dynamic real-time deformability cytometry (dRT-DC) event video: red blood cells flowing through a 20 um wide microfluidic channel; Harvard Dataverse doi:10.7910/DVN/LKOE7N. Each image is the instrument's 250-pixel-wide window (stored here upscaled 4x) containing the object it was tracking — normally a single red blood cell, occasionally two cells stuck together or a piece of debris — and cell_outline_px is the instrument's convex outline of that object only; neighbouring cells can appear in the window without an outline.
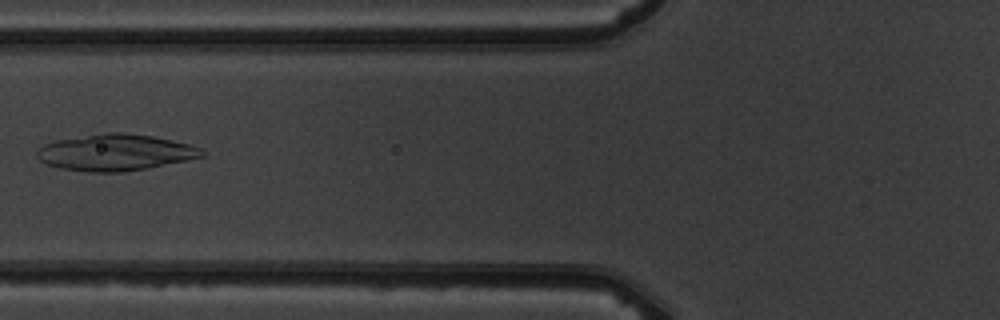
{"species": "common noctule bat (a hibernating species)", "species_latin": "Nyctalus noctula", "temperature_condition": "warm", "stored_images_in_passage": 3, "camera_frame_rate_fps": 3000, "um_per_image_px": 0.085, "animal": {"sex": "male", "body_mass_g": 19.5, "forearm_length_mm": 54.6}, "frame": {"image": 1, "passage_image": 2, "time_ms": 1.333, "image_size_px": [1000, 320], "cell_outline_px": [[204, 156], [148, 168], [120, 172], [88, 172], [60, 168], [48, 164], [40, 160], [36, 156], [36, 152], [44, 144], [56, 140], [108, 132], [124, 132], [152, 136], [172, 140], [188, 144], [200, 148], [204, 152]], "centroid_in_image_um": [9.79, 12.96], "position_along_channel_um": 116.0, "area_um2": 34.74}}
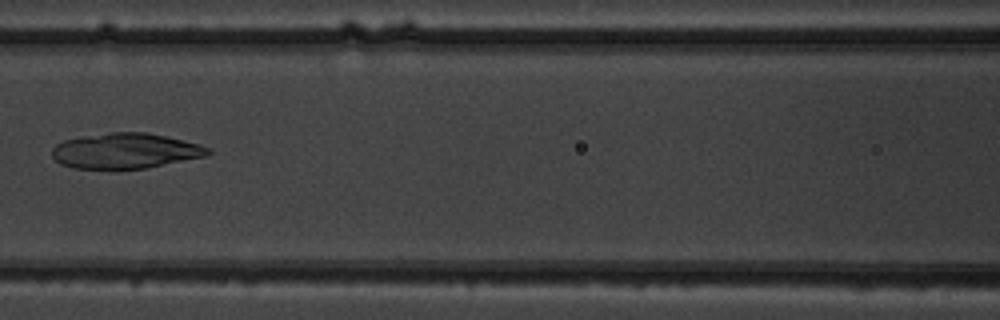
{"frame": {"image": 2, "passage_image": 3, "time_ms": 2.333, "image_size_px": [1000, 320], "cell_outline_px": [[212, 152], [208, 156], [144, 168], [72, 168], [60, 164], [52, 156], [52, 148], [56, 144], [64, 140], [84, 136], [112, 132], [144, 132], [184, 140], [200, 144], [212, 148]], "centroid_in_image_um": [10.69, 12.82], "position_along_channel_um": 155.9, "area_um2": 32.02}}